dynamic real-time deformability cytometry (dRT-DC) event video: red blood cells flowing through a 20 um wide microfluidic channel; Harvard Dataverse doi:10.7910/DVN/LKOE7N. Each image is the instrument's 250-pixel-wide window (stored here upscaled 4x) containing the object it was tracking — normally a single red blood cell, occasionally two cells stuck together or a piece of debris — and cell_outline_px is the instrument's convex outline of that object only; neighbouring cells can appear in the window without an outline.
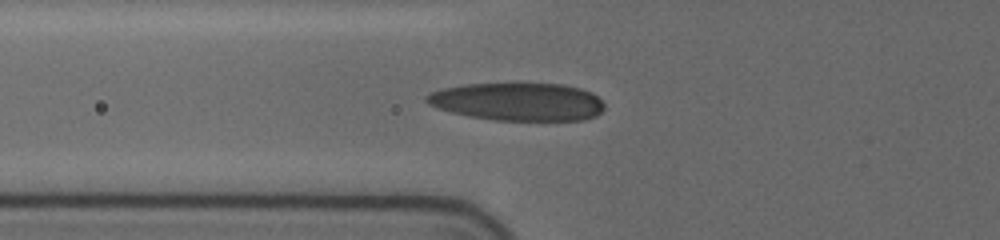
{"species": "human", "species_latin": "Homo sapiens", "temperature_condition": "cold", "stored_images_in_passage": 36, "camera_frame_rate_fps": 3000, "um_per_image_px": 0.085, "donor": {"sex": "female"}, "frame": {"image": 1, "passage_image": 2, "time_ms": 0.333, "image_size_px": [1000, 240], "cell_outline_px": [[604, 108], [596, 116], [584, 120], [496, 120], [468, 116], [452, 112], [428, 104], [424, 100], [424, 96], [432, 92], [444, 88], [464, 84], [520, 80], [564, 84], [580, 88], [592, 92], [604, 104]], "centroid_in_image_um": [44.02, 8.59], "position_along_channel_um": 81.8, "area_um2": 40.58}}
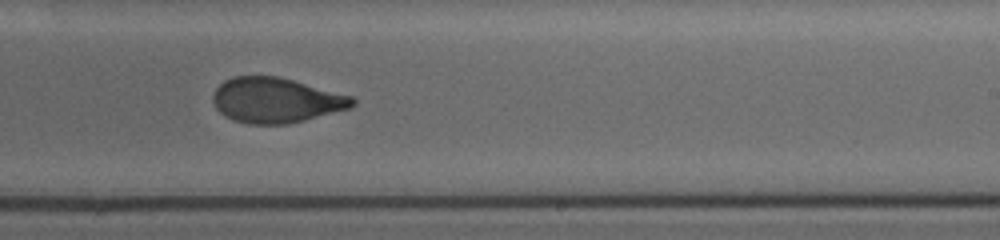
{"frame": {"image": 2, "passage_image": 17, "time_ms": 5.333, "image_size_px": [1000, 240], "cell_outline_px": [[356, 104], [352, 108], [288, 124], [248, 124], [232, 120], [224, 116], [216, 108], [212, 100], [212, 96], [216, 88], [224, 80], [232, 76], [280, 76], [352, 96], [356, 100]], "centroid_in_image_um": [23.46, 8.52], "position_along_channel_um": 265.5, "area_um2": 36.99}}
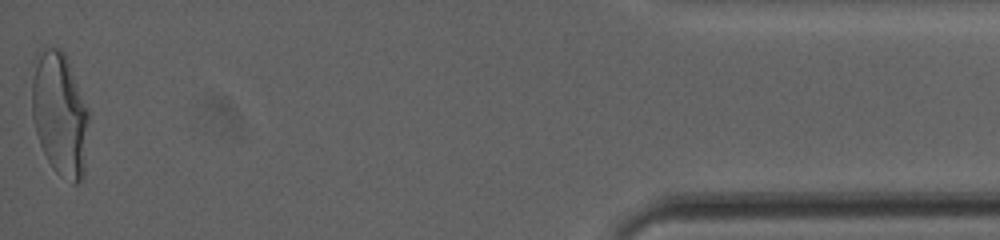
{"frame": {"image": 3, "passage_image": 36, "time_ms": 11.667, "image_size_px": [1000, 240], "cell_outline_px": [[88, 120], [84, 176], [76, 184], [72, 184], [56, 172], [52, 168], [40, 144], [36, 132], [32, 116], [32, 80], [36, 52], [44, 44], [60, 48], [64, 52], [68, 60], [88, 108]], "centroid_in_image_um": [5.07, 9.64], "position_along_channel_um": 430.1, "area_um2": 41.38}, "authors_computed_cell_mechanics": {"area_um2": 37.6856, "velocity_mm_per_s": 3.6747, "shape_relaxation_time_tau1_ms": 4.6751, "shape_relaxation_time_tau2_ms": 1.3161, "deformation_change_tau1": 0.1838, "deformation_change_tau2": 0.075}}